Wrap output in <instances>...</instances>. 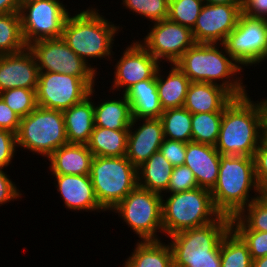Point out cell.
Returning <instances> with one entry per match:
<instances>
[{"mask_svg":"<svg viewBox=\"0 0 267 267\" xmlns=\"http://www.w3.org/2000/svg\"><path fill=\"white\" fill-rule=\"evenodd\" d=\"M263 141V111L259 101L254 102L248 95L234 98L223 110L216 150L221 155L254 157Z\"/></svg>","mask_w":267,"mask_h":267,"instance_id":"obj_1","label":"cell"},{"mask_svg":"<svg viewBox=\"0 0 267 267\" xmlns=\"http://www.w3.org/2000/svg\"><path fill=\"white\" fill-rule=\"evenodd\" d=\"M175 64L191 82L221 86L234 98L248 94L242 79L236 75H239L243 68L229 55L223 44L195 43Z\"/></svg>","mask_w":267,"mask_h":267,"instance_id":"obj_2","label":"cell"},{"mask_svg":"<svg viewBox=\"0 0 267 267\" xmlns=\"http://www.w3.org/2000/svg\"><path fill=\"white\" fill-rule=\"evenodd\" d=\"M254 190L255 196H249ZM255 176L254 158L221 155L216 185L211 190L216 210L230 218L237 216L253 200L261 196Z\"/></svg>","mask_w":267,"mask_h":267,"instance_id":"obj_3","label":"cell"},{"mask_svg":"<svg viewBox=\"0 0 267 267\" xmlns=\"http://www.w3.org/2000/svg\"><path fill=\"white\" fill-rule=\"evenodd\" d=\"M231 228V218L220 215L215 221L169 236L173 267H221V240Z\"/></svg>","mask_w":267,"mask_h":267,"instance_id":"obj_4","label":"cell"},{"mask_svg":"<svg viewBox=\"0 0 267 267\" xmlns=\"http://www.w3.org/2000/svg\"><path fill=\"white\" fill-rule=\"evenodd\" d=\"M96 8H87L74 16L68 15L62 31V39L96 73L87 59L105 58L114 53L111 49L119 26L109 22ZM112 52V53H111Z\"/></svg>","mask_w":267,"mask_h":267,"instance_id":"obj_5","label":"cell"},{"mask_svg":"<svg viewBox=\"0 0 267 267\" xmlns=\"http://www.w3.org/2000/svg\"><path fill=\"white\" fill-rule=\"evenodd\" d=\"M162 194L163 233L171 236L182 230L197 228L215 221L221 214L214 207L211 191L197 187L192 190Z\"/></svg>","mask_w":267,"mask_h":267,"instance_id":"obj_6","label":"cell"},{"mask_svg":"<svg viewBox=\"0 0 267 267\" xmlns=\"http://www.w3.org/2000/svg\"><path fill=\"white\" fill-rule=\"evenodd\" d=\"M90 178L96 199L105 211L115 208L138 186L137 167L126 156H93Z\"/></svg>","mask_w":267,"mask_h":267,"instance_id":"obj_7","label":"cell"},{"mask_svg":"<svg viewBox=\"0 0 267 267\" xmlns=\"http://www.w3.org/2000/svg\"><path fill=\"white\" fill-rule=\"evenodd\" d=\"M17 147L49 157L68 143L62 111L37 106L20 119Z\"/></svg>","mask_w":267,"mask_h":267,"instance_id":"obj_8","label":"cell"},{"mask_svg":"<svg viewBox=\"0 0 267 267\" xmlns=\"http://www.w3.org/2000/svg\"><path fill=\"white\" fill-rule=\"evenodd\" d=\"M161 207L162 194L137 186L111 211L118 213L141 241L160 240L156 234L163 233Z\"/></svg>","mask_w":267,"mask_h":267,"instance_id":"obj_9","label":"cell"},{"mask_svg":"<svg viewBox=\"0 0 267 267\" xmlns=\"http://www.w3.org/2000/svg\"><path fill=\"white\" fill-rule=\"evenodd\" d=\"M96 78H78L64 73L39 72L37 106L64 111L89 96Z\"/></svg>","mask_w":267,"mask_h":267,"instance_id":"obj_10","label":"cell"},{"mask_svg":"<svg viewBox=\"0 0 267 267\" xmlns=\"http://www.w3.org/2000/svg\"><path fill=\"white\" fill-rule=\"evenodd\" d=\"M59 0H30L21 5V31L25 44L62 36L70 14Z\"/></svg>","mask_w":267,"mask_h":267,"instance_id":"obj_11","label":"cell"},{"mask_svg":"<svg viewBox=\"0 0 267 267\" xmlns=\"http://www.w3.org/2000/svg\"><path fill=\"white\" fill-rule=\"evenodd\" d=\"M223 45L229 55L242 67L267 59V20L241 14L234 30Z\"/></svg>","mask_w":267,"mask_h":267,"instance_id":"obj_12","label":"cell"},{"mask_svg":"<svg viewBox=\"0 0 267 267\" xmlns=\"http://www.w3.org/2000/svg\"><path fill=\"white\" fill-rule=\"evenodd\" d=\"M28 48L39 72L64 73L78 78H95L97 73L60 38L38 40Z\"/></svg>","mask_w":267,"mask_h":267,"instance_id":"obj_13","label":"cell"},{"mask_svg":"<svg viewBox=\"0 0 267 267\" xmlns=\"http://www.w3.org/2000/svg\"><path fill=\"white\" fill-rule=\"evenodd\" d=\"M140 44L160 63L175 64L193 46L192 30L169 19L154 22ZM142 42V43H141Z\"/></svg>","mask_w":267,"mask_h":267,"instance_id":"obj_14","label":"cell"},{"mask_svg":"<svg viewBox=\"0 0 267 267\" xmlns=\"http://www.w3.org/2000/svg\"><path fill=\"white\" fill-rule=\"evenodd\" d=\"M242 14V4H205L192 29L196 43L223 44L235 29Z\"/></svg>","mask_w":267,"mask_h":267,"instance_id":"obj_15","label":"cell"},{"mask_svg":"<svg viewBox=\"0 0 267 267\" xmlns=\"http://www.w3.org/2000/svg\"><path fill=\"white\" fill-rule=\"evenodd\" d=\"M135 41L124 50L115 65L114 85L111 89L118 91L120 88H124L121 94L140 81L155 78L157 69L161 65L140 44V40Z\"/></svg>","mask_w":267,"mask_h":267,"instance_id":"obj_16","label":"cell"},{"mask_svg":"<svg viewBox=\"0 0 267 267\" xmlns=\"http://www.w3.org/2000/svg\"><path fill=\"white\" fill-rule=\"evenodd\" d=\"M38 65L28 46L17 53L0 55V93L13 88L36 89Z\"/></svg>","mask_w":267,"mask_h":267,"instance_id":"obj_17","label":"cell"},{"mask_svg":"<svg viewBox=\"0 0 267 267\" xmlns=\"http://www.w3.org/2000/svg\"><path fill=\"white\" fill-rule=\"evenodd\" d=\"M143 120L141 126L134 127ZM135 128V130H134ZM134 130V131H132ZM163 125L160 118L132 119L127 139V159L136 167L159 151L164 141Z\"/></svg>","mask_w":267,"mask_h":267,"instance_id":"obj_18","label":"cell"},{"mask_svg":"<svg viewBox=\"0 0 267 267\" xmlns=\"http://www.w3.org/2000/svg\"><path fill=\"white\" fill-rule=\"evenodd\" d=\"M53 176L65 208L72 211H105L96 199L90 175L53 174Z\"/></svg>","mask_w":267,"mask_h":267,"instance_id":"obj_19","label":"cell"},{"mask_svg":"<svg viewBox=\"0 0 267 267\" xmlns=\"http://www.w3.org/2000/svg\"><path fill=\"white\" fill-rule=\"evenodd\" d=\"M220 156L214 146L193 141L186 143L184 165L193 171L198 187L211 191L216 185Z\"/></svg>","mask_w":267,"mask_h":267,"instance_id":"obj_20","label":"cell"},{"mask_svg":"<svg viewBox=\"0 0 267 267\" xmlns=\"http://www.w3.org/2000/svg\"><path fill=\"white\" fill-rule=\"evenodd\" d=\"M234 97L223 87L204 82H191L183 107L192 114L223 112Z\"/></svg>","mask_w":267,"mask_h":267,"instance_id":"obj_21","label":"cell"},{"mask_svg":"<svg viewBox=\"0 0 267 267\" xmlns=\"http://www.w3.org/2000/svg\"><path fill=\"white\" fill-rule=\"evenodd\" d=\"M93 154L86 144L67 143L49 157L52 174L90 175Z\"/></svg>","mask_w":267,"mask_h":267,"instance_id":"obj_22","label":"cell"},{"mask_svg":"<svg viewBox=\"0 0 267 267\" xmlns=\"http://www.w3.org/2000/svg\"><path fill=\"white\" fill-rule=\"evenodd\" d=\"M93 87L81 102L74 104L69 109L62 111L68 143L87 144L94 129V101ZM93 101V102H92Z\"/></svg>","mask_w":267,"mask_h":267,"instance_id":"obj_23","label":"cell"},{"mask_svg":"<svg viewBox=\"0 0 267 267\" xmlns=\"http://www.w3.org/2000/svg\"><path fill=\"white\" fill-rule=\"evenodd\" d=\"M124 95L130 103L133 119L160 118L163 109L157 91V72L155 78L136 83Z\"/></svg>","mask_w":267,"mask_h":267,"instance_id":"obj_24","label":"cell"},{"mask_svg":"<svg viewBox=\"0 0 267 267\" xmlns=\"http://www.w3.org/2000/svg\"><path fill=\"white\" fill-rule=\"evenodd\" d=\"M160 67L157 69V91L162 109L183 107L191 81L176 64H171L165 79Z\"/></svg>","mask_w":267,"mask_h":267,"instance_id":"obj_25","label":"cell"},{"mask_svg":"<svg viewBox=\"0 0 267 267\" xmlns=\"http://www.w3.org/2000/svg\"><path fill=\"white\" fill-rule=\"evenodd\" d=\"M174 166L159 151L137 167L138 186L156 193L167 191Z\"/></svg>","mask_w":267,"mask_h":267,"instance_id":"obj_26","label":"cell"},{"mask_svg":"<svg viewBox=\"0 0 267 267\" xmlns=\"http://www.w3.org/2000/svg\"><path fill=\"white\" fill-rule=\"evenodd\" d=\"M117 100L103 101L96 106L94 103V125L112 130H129L132 123L131 106L126 96L122 94Z\"/></svg>","mask_w":267,"mask_h":267,"instance_id":"obj_27","label":"cell"},{"mask_svg":"<svg viewBox=\"0 0 267 267\" xmlns=\"http://www.w3.org/2000/svg\"><path fill=\"white\" fill-rule=\"evenodd\" d=\"M123 267H173L170 245L160 240L139 241Z\"/></svg>","mask_w":267,"mask_h":267,"instance_id":"obj_28","label":"cell"},{"mask_svg":"<svg viewBox=\"0 0 267 267\" xmlns=\"http://www.w3.org/2000/svg\"><path fill=\"white\" fill-rule=\"evenodd\" d=\"M128 133L129 130H112L94 126L86 145L93 156H126Z\"/></svg>","mask_w":267,"mask_h":267,"instance_id":"obj_29","label":"cell"},{"mask_svg":"<svg viewBox=\"0 0 267 267\" xmlns=\"http://www.w3.org/2000/svg\"><path fill=\"white\" fill-rule=\"evenodd\" d=\"M160 119L165 139L184 143L192 141V113L190 111L184 107L166 109L163 110Z\"/></svg>","mask_w":267,"mask_h":267,"instance_id":"obj_30","label":"cell"},{"mask_svg":"<svg viewBox=\"0 0 267 267\" xmlns=\"http://www.w3.org/2000/svg\"><path fill=\"white\" fill-rule=\"evenodd\" d=\"M221 267H252L247 244L230 228L221 240Z\"/></svg>","mask_w":267,"mask_h":267,"instance_id":"obj_31","label":"cell"},{"mask_svg":"<svg viewBox=\"0 0 267 267\" xmlns=\"http://www.w3.org/2000/svg\"><path fill=\"white\" fill-rule=\"evenodd\" d=\"M26 47L19 12L0 14V55L17 53Z\"/></svg>","mask_w":267,"mask_h":267,"instance_id":"obj_32","label":"cell"},{"mask_svg":"<svg viewBox=\"0 0 267 267\" xmlns=\"http://www.w3.org/2000/svg\"><path fill=\"white\" fill-rule=\"evenodd\" d=\"M222 117L223 112L192 114V141L215 147Z\"/></svg>","mask_w":267,"mask_h":267,"instance_id":"obj_33","label":"cell"},{"mask_svg":"<svg viewBox=\"0 0 267 267\" xmlns=\"http://www.w3.org/2000/svg\"><path fill=\"white\" fill-rule=\"evenodd\" d=\"M203 5V0H169L167 19L192 30Z\"/></svg>","mask_w":267,"mask_h":267,"instance_id":"obj_34","label":"cell"},{"mask_svg":"<svg viewBox=\"0 0 267 267\" xmlns=\"http://www.w3.org/2000/svg\"><path fill=\"white\" fill-rule=\"evenodd\" d=\"M0 98L20 118L27 116L37 107L36 89L13 88L0 93Z\"/></svg>","mask_w":267,"mask_h":267,"instance_id":"obj_35","label":"cell"},{"mask_svg":"<svg viewBox=\"0 0 267 267\" xmlns=\"http://www.w3.org/2000/svg\"><path fill=\"white\" fill-rule=\"evenodd\" d=\"M231 228L247 244L252 260L267 255V232L250 230L237 216L231 218Z\"/></svg>","mask_w":267,"mask_h":267,"instance_id":"obj_36","label":"cell"},{"mask_svg":"<svg viewBox=\"0 0 267 267\" xmlns=\"http://www.w3.org/2000/svg\"><path fill=\"white\" fill-rule=\"evenodd\" d=\"M123 6L152 23L168 18L169 0H122Z\"/></svg>","mask_w":267,"mask_h":267,"instance_id":"obj_37","label":"cell"},{"mask_svg":"<svg viewBox=\"0 0 267 267\" xmlns=\"http://www.w3.org/2000/svg\"><path fill=\"white\" fill-rule=\"evenodd\" d=\"M237 217L250 230L267 232V195L253 200Z\"/></svg>","mask_w":267,"mask_h":267,"instance_id":"obj_38","label":"cell"},{"mask_svg":"<svg viewBox=\"0 0 267 267\" xmlns=\"http://www.w3.org/2000/svg\"><path fill=\"white\" fill-rule=\"evenodd\" d=\"M198 187L193 171L185 166H175L173 168L170 182L166 192L178 193L192 190Z\"/></svg>","mask_w":267,"mask_h":267,"instance_id":"obj_39","label":"cell"},{"mask_svg":"<svg viewBox=\"0 0 267 267\" xmlns=\"http://www.w3.org/2000/svg\"><path fill=\"white\" fill-rule=\"evenodd\" d=\"M255 176L262 195H267V143L263 141L254 154Z\"/></svg>","mask_w":267,"mask_h":267,"instance_id":"obj_40","label":"cell"},{"mask_svg":"<svg viewBox=\"0 0 267 267\" xmlns=\"http://www.w3.org/2000/svg\"><path fill=\"white\" fill-rule=\"evenodd\" d=\"M159 150L174 167L184 165L186 143L164 139Z\"/></svg>","mask_w":267,"mask_h":267,"instance_id":"obj_41","label":"cell"},{"mask_svg":"<svg viewBox=\"0 0 267 267\" xmlns=\"http://www.w3.org/2000/svg\"><path fill=\"white\" fill-rule=\"evenodd\" d=\"M17 137L16 134L0 129V168L8 167L12 163V158L16 152Z\"/></svg>","mask_w":267,"mask_h":267,"instance_id":"obj_42","label":"cell"},{"mask_svg":"<svg viewBox=\"0 0 267 267\" xmlns=\"http://www.w3.org/2000/svg\"><path fill=\"white\" fill-rule=\"evenodd\" d=\"M21 193L19 188L14 184V182L8 177L7 174L3 171V168H0V206L1 204H7L11 200H16L21 198Z\"/></svg>","mask_w":267,"mask_h":267,"instance_id":"obj_43","label":"cell"},{"mask_svg":"<svg viewBox=\"0 0 267 267\" xmlns=\"http://www.w3.org/2000/svg\"><path fill=\"white\" fill-rule=\"evenodd\" d=\"M20 119L21 118L0 98V129L9 130L17 134L20 126Z\"/></svg>","mask_w":267,"mask_h":267,"instance_id":"obj_44","label":"cell"},{"mask_svg":"<svg viewBox=\"0 0 267 267\" xmlns=\"http://www.w3.org/2000/svg\"><path fill=\"white\" fill-rule=\"evenodd\" d=\"M242 14L267 20V0H242Z\"/></svg>","mask_w":267,"mask_h":267,"instance_id":"obj_45","label":"cell"},{"mask_svg":"<svg viewBox=\"0 0 267 267\" xmlns=\"http://www.w3.org/2000/svg\"><path fill=\"white\" fill-rule=\"evenodd\" d=\"M20 8L18 0H0V14L19 12Z\"/></svg>","mask_w":267,"mask_h":267,"instance_id":"obj_46","label":"cell"},{"mask_svg":"<svg viewBox=\"0 0 267 267\" xmlns=\"http://www.w3.org/2000/svg\"><path fill=\"white\" fill-rule=\"evenodd\" d=\"M205 4H242V0H203Z\"/></svg>","mask_w":267,"mask_h":267,"instance_id":"obj_47","label":"cell"},{"mask_svg":"<svg viewBox=\"0 0 267 267\" xmlns=\"http://www.w3.org/2000/svg\"><path fill=\"white\" fill-rule=\"evenodd\" d=\"M252 267H267V255L254 259L252 261Z\"/></svg>","mask_w":267,"mask_h":267,"instance_id":"obj_48","label":"cell"},{"mask_svg":"<svg viewBox=\"0 0 267 267\" xmlns=\"http://www.w3.org/2000/svg\"><path fill=\"white\" fill-rule=\"evenodd\" d=\"M260 105L263 111V122H264V127H267V98L264 100L260 99Z\"/></svg>","mask_w":267,"mask_h":267,"instance_id":"obj_49","label":"cell"},{"mask_svg":"<svg viewBox=\"0 0 267 267\" xmlns=\"http://www.w3.org/2000/svg\"><path fill=\"white\" fill-rule=\"evenodd\" d=\"M264 141L267 143V127H264Z\"/></svg>","mask_w":267,"mask_h":267,"instance_id":"obj_50","label":"cell"},{"mask_svg":"<svg viewBox=\"0 0 267 267\" xmlns=\"http://www.w3.org/2000/svg\"><path fill=\"white\" fill-rule=\"evenodd\" d=\"M30 1V0H18V2L22 5L23 3Z\"/></svg>","mask_w":267,"mask_h":267,"instance_id":"obj_51","label":"cell"}]
</instances>
